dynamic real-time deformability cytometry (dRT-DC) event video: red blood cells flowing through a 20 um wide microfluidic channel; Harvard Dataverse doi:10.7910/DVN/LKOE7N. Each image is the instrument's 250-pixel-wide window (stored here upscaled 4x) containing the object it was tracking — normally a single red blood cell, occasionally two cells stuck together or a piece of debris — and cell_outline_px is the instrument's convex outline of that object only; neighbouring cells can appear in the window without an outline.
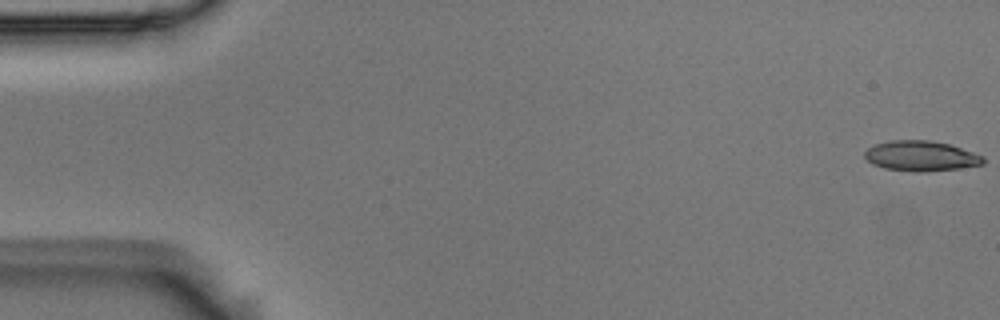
{"species": "Egyptian fruit bat (a non-hibernating species)", "species_latin": "Rousettus aegyptiacus", "temperature_condition": "room temperature", "stored_images_in_passage": 55, "camera_frame_rate_fps": 3000, "um_per_image_px": 0.085, "animal": {"sex": "male"}, "frame": {"image": 1, "passage_image": 1, "time_ms": 0.0, "image_size_px": [1000, 320], "cell_outline_px": [[984, 164], [956, 168], [924, 172], [920, 172], [884, 168], [872, 164], [864, 156], [864, 152], [868, 148], [876, 144], [892, 140], [928, 140], [948, 144], [984, 156]], "centroid_in_image_um": [78.26, 13.25], "position_along_channel_um": 6.7, "area_um2": 20.58}}
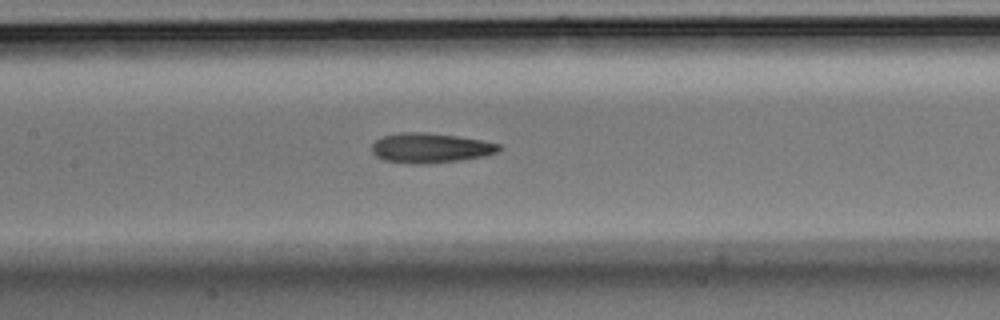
{"frame": {"image": 2, "passage_image": 26, "time_ms": 8.333, "image_size_px": [1000, 320], "cell_outline_px": [[504, 148], [496, 152], [484, 156], [460, 160], [420, 164], [412, 164], [384, 160], [376, 156], [372, 152], [372, 144], [380, 136], [400, 132], [428, 132], [456, 136], [480, 140], [500, 144]], "centroid_in_image_um": [36.56, 12.57], "position_along_channel_um": 170.8, "area_um2": 22.14}}
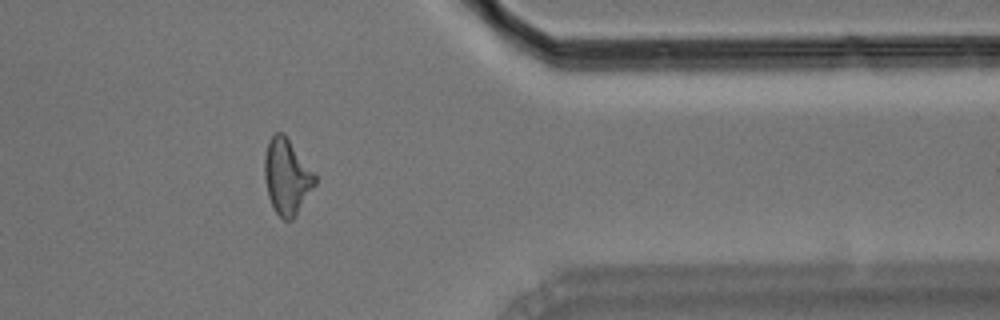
{"frame": {"image": 3, "passage_image": 45, "time_ms": 14.667, "image_size_px": [1000, 320], "cell_outline_px": [[316, 184], [292, 220], [284, 220], [276, 212], [268, 196], [264, 180], [264, 156], [268, 140], [276, 132], [284, 132], [316, 176]], "centroid_in_image_um": [24.36, 14.99], "position_along_channel_um": 387.0, "area_um2": 22.08}, "authors_computed_cell_mechanics": {"area_um2": 21.5016, "velocity_mm_per_s": 3.6718, "shape_relaxation_time_tau1_ms": null, "shape_relaxation_time_tau2_ms": 4.2325, "deformation_change_tau1": null, "deformation_change_tau2": 0.1574}}